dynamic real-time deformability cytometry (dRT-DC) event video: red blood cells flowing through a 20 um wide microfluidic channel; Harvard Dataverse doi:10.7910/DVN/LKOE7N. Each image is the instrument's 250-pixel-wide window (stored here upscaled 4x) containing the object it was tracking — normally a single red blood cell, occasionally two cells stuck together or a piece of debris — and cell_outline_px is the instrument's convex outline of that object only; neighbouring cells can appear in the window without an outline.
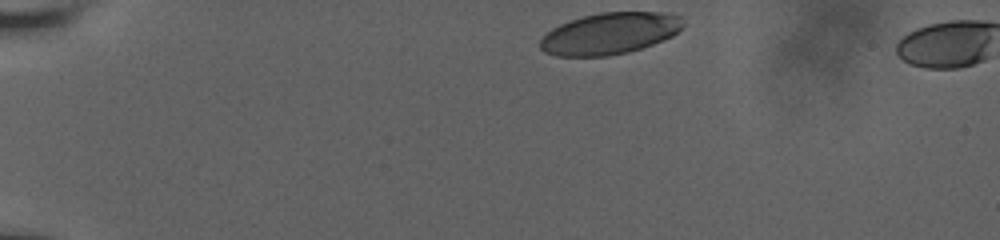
{"species": "human", "species_latin": "Homo sapiens", "temperature_condition": "room temperature", "stored_images_in_passage": 32, "camera_frame_rate_fps": 3000, "um_per_image_px": 0.085, "donor": {"sex": "male"}, "frame": {"image": 1, "passage_image": 1, "time_ms": 0.0, "image_size_px": [1000, 240], "cell_outline_px": [[684, 24], [672, 36], [652, 44], [628, 52], [608, 56], [556, 56], [544, 52], [540, 48], [540, 40], [552, 28], [560, 24], [584, 16], [600, 12], [668, 12], [680, 16]], "centroid_in_image_um": [51.82, 2.84], "position_along_channel_um": 33.2, "area_um2": 34.45}}
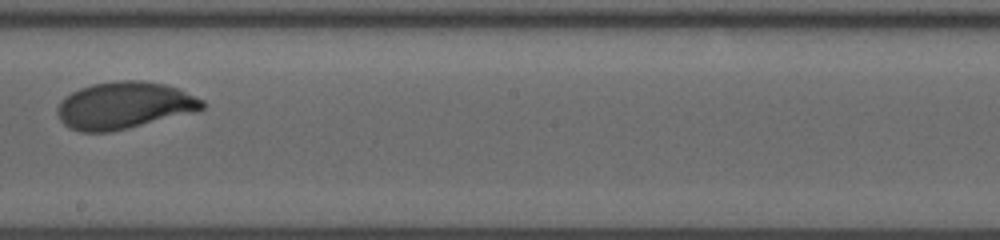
{"frame": {"image": 2, "passage_image": 18, "time_ms": 7.667, "image_size_px": [1000, 240], "cell_outline_px": [[204, 108], [192, 112], [112, 132], [80, 132], [68, 128], [60, 120], [56, 112], [56, 108], [60, 100], [64, 96], [80, 88], [92, 84], [116, 80], [144, 80], [164, 84], [180, 88], [204, 100]], "centroid_in_image_um": [10.51, 8.95], "position_along_channel_um": 237.7, "area_um2": 39.94}}
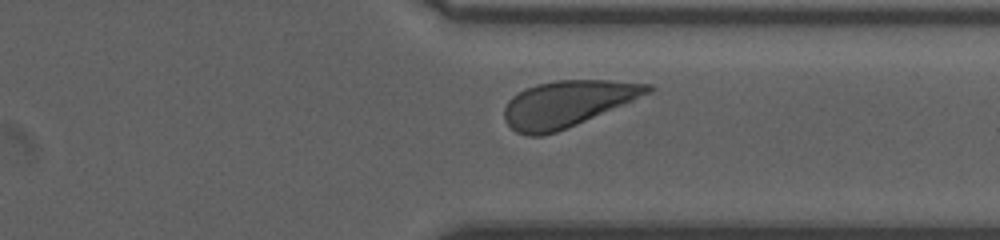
{"frame": {"image": 3, "passage_image": 28, "time_ms": 11.0, "image_size_px": [1000, 240], "cell_outline_px": [[656, 88], [652, 92], [576, 124], [556, 132], [540, 136], [528, 136], [516, 132], [504, 120], [504, 108], [508, 100], [512, 96], [536, 84], [556, 80], [608, 80], [652, 84]], "centroid_in_image_um": [48.22, 8.81], "position_along_channel_um": 363.2, "area_um2": 38.32}, "authors_computed_cell_mechanics": {"area_um2": 38.9861, "velocity_mm_per_s": 3.7687, "shape_relaxation_time_tau1_ms": 3.169, "shape_relaxation_time_tau2_ms": null, "deformation_change_tau1": 0.1668, "deformation_change_tau2": null}}